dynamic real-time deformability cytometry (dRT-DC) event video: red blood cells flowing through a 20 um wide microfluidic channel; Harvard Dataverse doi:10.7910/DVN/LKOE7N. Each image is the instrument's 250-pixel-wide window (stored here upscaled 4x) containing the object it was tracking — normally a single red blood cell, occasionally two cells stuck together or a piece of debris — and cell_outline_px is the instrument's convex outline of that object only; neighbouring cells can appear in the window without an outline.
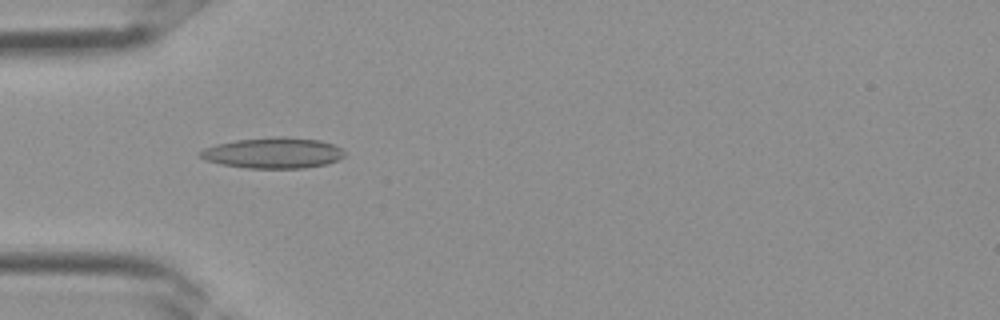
{"species": "Egyptian fruit bat (a non-hibernating species)", "species_latin": "Rousettus aegyptiacus", "temperature_condition": "room temperature", "stored_images_in_passage": 5, "camera_frame_rate_fps": 3000, "um_per_image_px": 0.085, "frame": {"image": 1, "passage_image": 4, "time_ms": 1.0, "image_size_px": [1000, 320], "cell_outline_px": [[344, 156], [328, 164], [304, 168], [248, 168], [220, 164], [204, 160], [200, 156], [200, 152], [204, 148], [216, 144], [236, 140], [276, 136], [288, 136], [320, 140], [332, 144], [340, 148], [344, 152]], "centroid_in_image_um": [23.21, 12.99], "position_along_channel_um": 61.8, "area_um2": 25.95}}
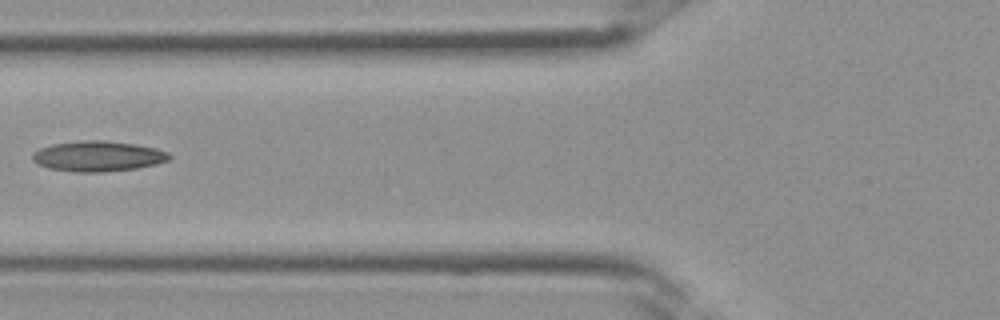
{"frame": {"image": 2, "passage_image": 5, "time_ms": 1.333, "image_size_px": [1000, 320], "cell_outline_px": [[172, 156], [168, 160], [156, 164], [136, 168], [104, 172], [72, 172], [48, 168], [36, 164], [32, 160], [32, 152], [40, 148], [52, 144], [88, 140], [104, 140], [136, 144], [156, 148], [168, 152]], "centroid_in_image_um": [8.3, 13.28], "position_along_channel_um": 117.5, "area_um2": 24.39}}